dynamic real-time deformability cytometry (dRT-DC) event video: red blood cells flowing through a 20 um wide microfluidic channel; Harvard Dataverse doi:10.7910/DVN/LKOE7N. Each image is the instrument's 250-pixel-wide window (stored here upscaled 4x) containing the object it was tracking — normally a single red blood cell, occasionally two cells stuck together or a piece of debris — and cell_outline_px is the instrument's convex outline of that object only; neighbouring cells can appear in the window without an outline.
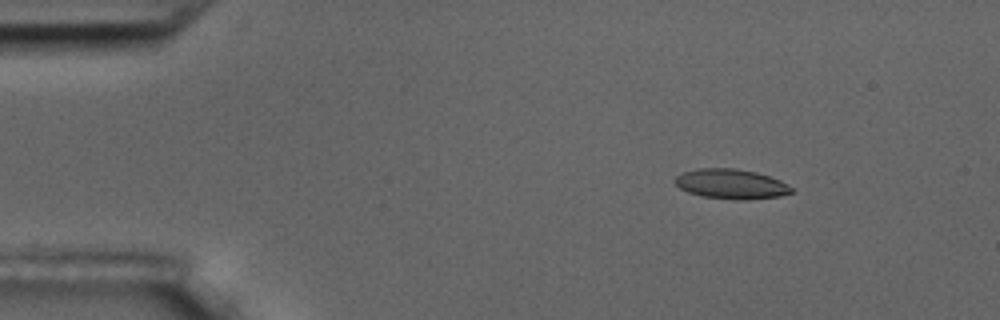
{"species": "common noctule bat (a hibernating species)", "species_latin": "Nyctalus noctula", "temperature_condition": "room temperature", "stored_images_in_passage": 5, "camera_frame_rate_fps": 3000, "um_per_image_px": 0.085, "animal": {"sex": "male", "body_mass_g": 17.5, "forearm_length_mm": 52.3}, "frame": {"image": 1, "passage_image": 2, "time_ms": 1.0, "image_size_px": [1000, 320], "cell_outline_px": [[792, 192], [780, 196], [744, 200], [736, 200], [700, 196], [688, 192], [680, 188], [676, 184], [676, 176], [684, 172], [700, 168], [736, 168], [756, 172], [780, 180], [788, 184], [792, 188]], "centroid_in_image_um": [62.16, 15.64], "position_along_channel_um": 22.8, "area_um2": 20.17}}
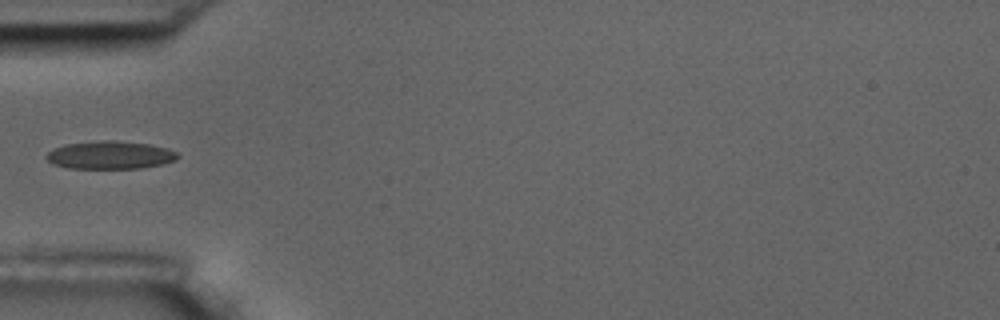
{"frame": {"image": 2, "passage_image": 5, "time_ms": 4.667, "image_size_px": [1000, 320], "cell_outline_px": [[180, 156], [176, 160], [164, 164], [140, 168], [68, 168], [52, 164], [44, 156], [52, 148], [64, 144], [100, 140], [116, 140], [148, 144], [168, 148], [176, 152]], "centroid_in_image_um": [9.34, 13.17], "position_along_channel_um": 75.7, "area_um2": 21.62}}